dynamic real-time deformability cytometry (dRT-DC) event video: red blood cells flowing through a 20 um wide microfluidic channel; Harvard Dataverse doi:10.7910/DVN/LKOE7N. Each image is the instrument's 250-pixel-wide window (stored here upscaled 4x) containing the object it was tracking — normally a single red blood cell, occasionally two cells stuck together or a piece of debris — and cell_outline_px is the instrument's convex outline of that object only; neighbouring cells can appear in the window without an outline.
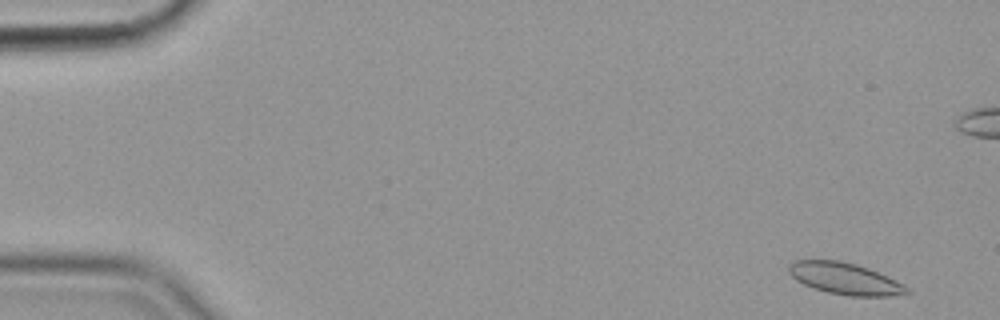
{"species": "common noctule bat (a hibernating species)", "species_latin": "Nyctalus noctula", "temperature_condition": "cold", "stored_images_in_passage": 58, "camera_frame_rate_fps": 3000, "um_per_image_px": 0.085, "animal": {"sex": "female", "body_mass_g": 19.9}, "frame": {"image": 1, "passage_image": 3, "time_ms": 0.667, "image_size_px": [1000, 320], "cell_outline_px": [[912, 292], [888, 296], [848, 296], [828, 292], [812, 288], [796, 280], [788, 272], [788, 268], [796, 260], [840, 260], [856, 264], [868, 268], [904, 284]], "centroid_in_image_um": [71.82, 23.68], "position_along_channel_um": 13.2, "area_um2": 21.62}}
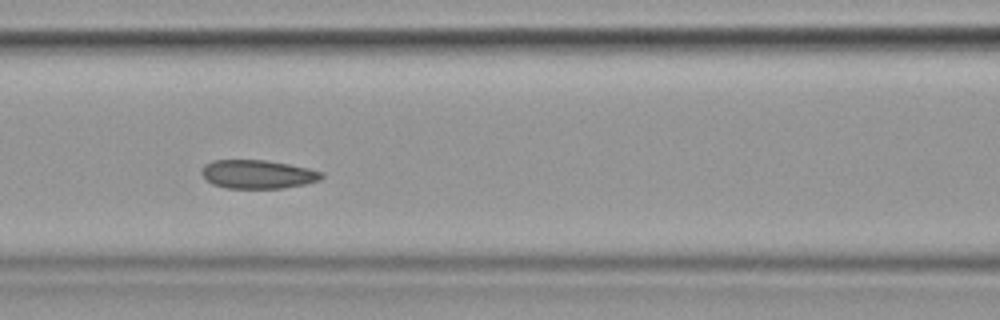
{"frame": {"image": 2, "passage_image": 25, "time_ms": 8.0, "image_size_px": [1000, 320], "cell_outline_px": [[324, 176], [320, 180], [304, 184], [280, 188], [224, 188], [212, 184], [200, 172], [204, 164], [212, 160], [264, 160], [288, 164], [308, 168], [324, 172]], "centroid_in_image_um": [21.9, 14.81], "position_along_channel_um": 144.7, "area_um2": 20.0}}
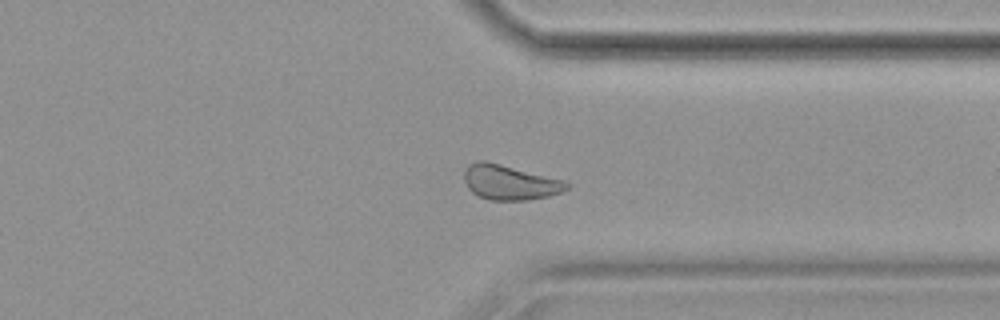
{"frame": {"image": 3, "passage_image": 44, "time_ms": 14.333, "image_size_px": [1000, 320], "cell_outline_px": [[572, 184], [568, 188], [560, 192], [548, 196], [528, 200], [488, 200], [472, 192], [468, 188], [464, 180], [464, 172], [468, 164], [476, 160], [484, 160], [564, 180]], "centroid_in_image_um": [43.32, 15.5], "position_along_channel_um": 368.1, "area_um2": 20.81}, "authors_computed_cell_mechanics": {"area_um2": 21.2415, "velocity_mm_per_s": 3.5215, "shape_relaxation_time_tau1_ms": null, "shape_relaxation_time_tau2_ms": 3.3997, "deformation_change_tau1": null, "deformation_change_tau2": 0.0536}}